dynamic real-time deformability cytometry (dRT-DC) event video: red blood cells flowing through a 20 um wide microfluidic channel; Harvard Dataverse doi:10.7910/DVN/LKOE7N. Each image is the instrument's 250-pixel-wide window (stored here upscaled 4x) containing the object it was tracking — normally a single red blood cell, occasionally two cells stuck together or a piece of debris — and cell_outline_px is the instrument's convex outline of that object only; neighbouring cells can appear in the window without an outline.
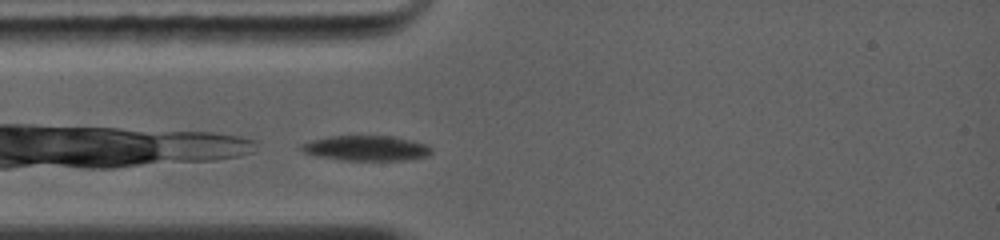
{"species": "common noctule bat (a hibernating species)", "species_latin": "Nyctalus noctula", "temperature_condition": "warm", "stored_images_in_passage": 41, "camera_frame_rate_fps": 5000, "um_per_image_px": 0.085, "animal": {"sex": "female", "body_mass_g": 19.0, "forearm_length_mm": 56.7}, "frame": {"image": 1, "passage_image": 1, "time_ms": 0.0, "image_size_px": [1000, 240], "cell_outline_px": [[432, 152], [428, 156], [404, 160], [340, 160], [316, 156], [304, 152], [300, 148], [300, 144], [312, 140], [328, 136], [392, 136], [412, 140], [428, 144], [432, 148]], "centroid_in_image_um": [31.14, 12.59], "position_along_channel_um": 53.9, "area_um2": 19.19}}
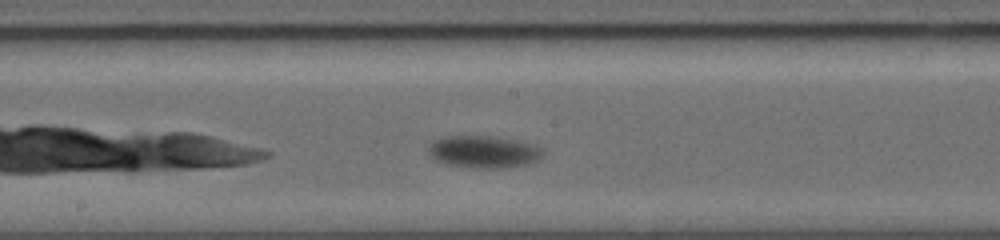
{"frame": {"image": 2, "passage_image": 16, "time_ms": 3.8, "image_size_px": [1000, 240], "cell_outline_px": [[544, 156], [528, 164], [504, 168], [476, 168], [448, 164], [436, 160], [428, 152], [428, 148], [436, 140], [444, 136], [492, 136], [516, 140], [536, 144], [544, 148]], "centroid_in_image_um": [41.19, 12.9], "position_along_channel_um": 207.0, "area_um2": 21.56}}
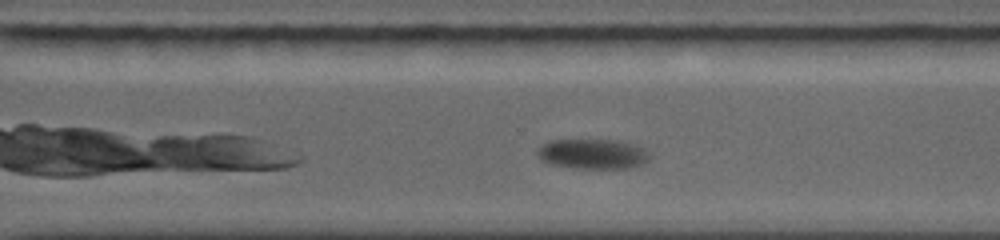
{"frame": {"image": 3, "passage_image": 29, "time_ms": 6.6, "image_size_px": [1000, 240], "cell_outline_px": [[648, 160], [644, 164], [628, 168], [572, 168], [552, 164], [540, 160], [536, 152], [548, 140], [624, 140], [644, 148], [648, 152]], "centroid_in_image_um": [50.4, 13.08], "position_along_channel_um": 320.2, "area_um2": 19.71}}